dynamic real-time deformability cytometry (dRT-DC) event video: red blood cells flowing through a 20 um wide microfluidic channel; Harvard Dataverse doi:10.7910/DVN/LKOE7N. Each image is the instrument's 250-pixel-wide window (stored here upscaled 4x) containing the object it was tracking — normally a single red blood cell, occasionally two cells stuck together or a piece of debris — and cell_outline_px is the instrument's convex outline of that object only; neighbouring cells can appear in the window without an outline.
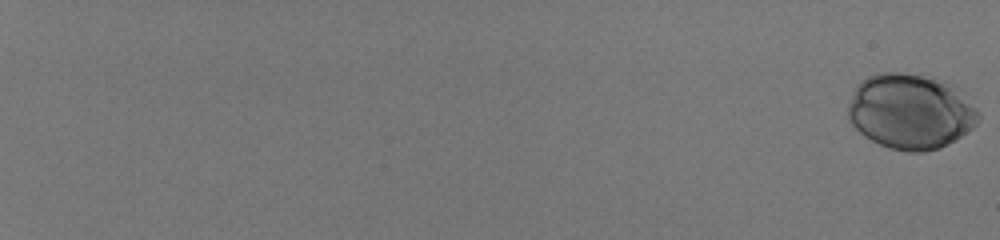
{"species": "human", "species_latin": "Homo sapiens", "temperature_condition": "room temperature", "stored_images_in_passage": 26, "camera_frame_rate_fps": 3000, "um_per_image_px": 0.085, "donor": {"sex": "male"}, "frame": {"image": 1, "passage_image": 1, "time_ms": 0.0, "image_size_px": [1000, 240], "cell_outline_px": [[980, 120], [972, 128], [948, 144], [940, 148], [924, 152], [908, 152], [888, 148], [864, 136], [852, 124], [848, 116], [848, 104], [856, 84], [860, 80], [868, 76], [880, 72], [900, 72], [920, 76], [956, 84], [960, 88], [980, 112]], "centroid_in_image_um": [77.41, 9.47], "position_along_channel_um": 7.6, "area_um2": 57.57}}
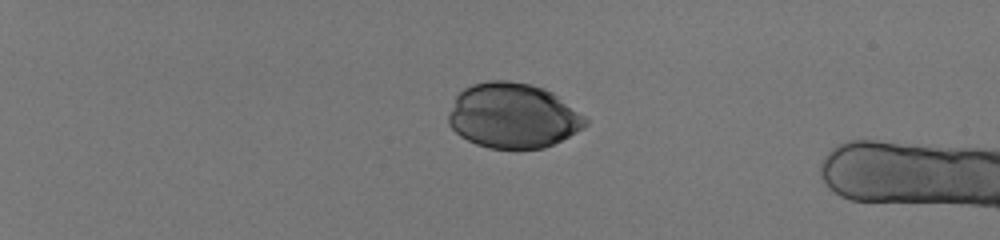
{"frame": {"image": 2, "passage_image": 19, "time_ms": 6.0, "image_size_px": [1000, 240], "cell_outline_px": [[588, 124], [584, 128], [544, 148], [516, 152], [488, 148], [476, 144], [460, 136], [448, 124], [448, 116], [456, 96], [464, 88], [472, 84], [488, 80], [508, 80], [528, 84], [544, 88], [552, 92], [584, 116], [588, 120]], "centroid_in_image_um": [43.59, 9.87], "position_along_channel_um": 41.4, "area_um2": 52.42}}